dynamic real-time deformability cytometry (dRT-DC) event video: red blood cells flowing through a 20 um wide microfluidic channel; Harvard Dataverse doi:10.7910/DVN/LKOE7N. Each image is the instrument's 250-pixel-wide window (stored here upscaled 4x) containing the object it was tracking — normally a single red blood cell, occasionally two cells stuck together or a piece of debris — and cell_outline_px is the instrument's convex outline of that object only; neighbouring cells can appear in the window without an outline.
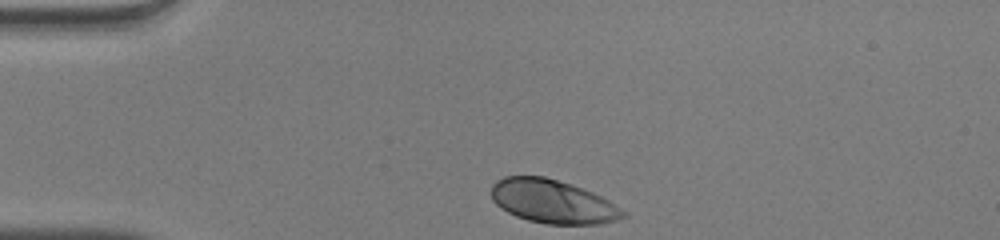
{"species": "human", "species_latin": "Homo sapiens", "temperature_condition": "warm", "stored_images_in_passage": 31, "camera_frame_rate_fps": 3000, "um_per_image_px": 0.085, "donor": {"sex": "male"}, "frame": {"image": 1, "passage_image": 1, "time_ms": 0.0, "image_size_px": [1000, 240], "cell_outline_px": [[628, 216], [616, 220], [600, 224], [544, 224], [528, 220], [516, 216], [500, 208], [492, 200], [492, 184], [496, 180], [504, 176], [544, 176], [592, 192], [608, 200], [628, 212]], "centroid_in_image_um": [46.98, 17.14], "position_along_channel_um": 38.0, "area_um2": 33.41}}
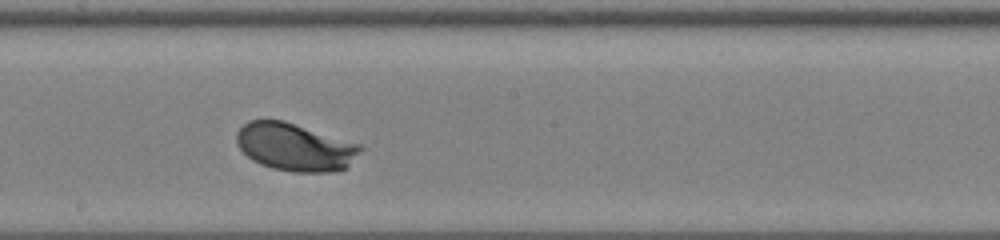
{"frame": {"image": 2, "passage_image": 18, "time_ms": 5.667, "image_size_px": [1000, 240], "cell_outline_px": [[364, 148], [348, 168], [332, 172], [292, 172], [272, 168], [260, 164], [252, 160], [236, 144], [236, 132], [248, 120], [284, 120], [360, 144]], "centroid_in_image_um": [25.09, 12.5], "position_along_channel_um": 223.1, "area_um2": 34.68}}
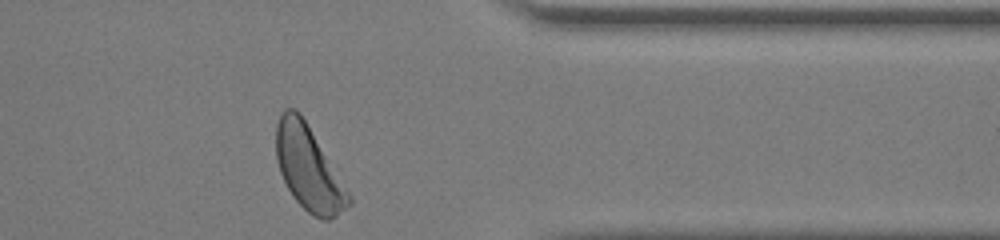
{"frame": {"image": 3, "passage_image": 31, "time_ms": 10.0, "image_size_px": [1000, 240], "cell_outline_px": [[352, 204], [336, 216], [328, 220], [320, 220], [312, 216], [292, 196], [280, 172], [276, 160], [276, 124], [284, 108], [296, 108], [300, 112], [352, 196]], "centroid_in_image_um": [26.23, 14.32], "position_along_channel_um": 385.2, "area_um2": 35.6}, "authors_computed_cell_mechanics": {"area_um2": 33.7552, "velocity_mm_per_s": 4.0101, "shape_relaxation_time_tau1_ms": 1.7211, "shape_relaxation_time_tau2_ms": null, "deformation_change_tau1": 0.1353, "deformation_change_tau2": null}}